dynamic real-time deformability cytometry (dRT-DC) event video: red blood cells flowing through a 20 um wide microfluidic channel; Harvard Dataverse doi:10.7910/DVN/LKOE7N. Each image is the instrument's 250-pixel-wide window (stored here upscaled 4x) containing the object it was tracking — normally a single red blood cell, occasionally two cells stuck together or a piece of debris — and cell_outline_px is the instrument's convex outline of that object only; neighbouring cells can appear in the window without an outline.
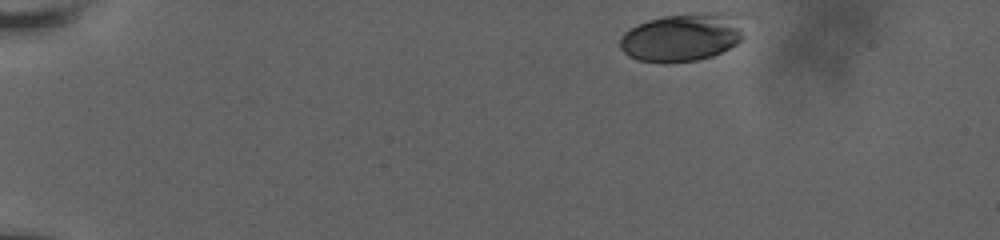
{"species": "human", "species_latin": "Homo sapiens", "temperature_condition": "room temperature", "stored_images_in_passage": 48, "camera_frame_rate_fps": 3000, "um_per_image_px": 0.085, "donor": {"sex": "male"}, "frame": {"image": 1, "passage_image": 1, "time_ms": 0.0, "image_size_px": [1000, 240], "cell_outline_px": [[744, 36], [736, 44], [712, 56], [696, 60], [664, 64], [636, 60], [628, 56], [620, 48], [620, 36], [624, 32], [648, 20], [664, 16], [716, 12], [736, 12]], "centroid_in_image_um": [57.97, 3.18], "position_along_channel_um": 27.0, "area_um2": 34.97}}
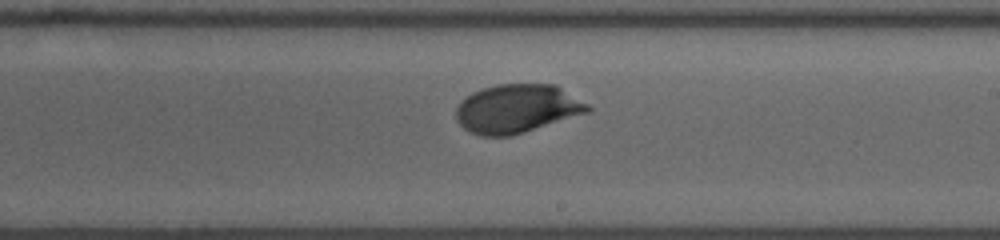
{"frame": {"image": 2, "passage_image": 27, "time_ms": 8.667, "image_size_px": [1000, 240], "cell_outline_px": [[592, 112], [512, 136], [480, 136], [464, 128], [456, 120], [456, 108], [460, 100], [464, 96], [480, 88], [496, 84], [556, 84], [588, 104], [592, 108]], "centroid_in_image_um": [43.96, 9.23], "position_along_channel_um": 245.0, "area_um2": 37.92}}
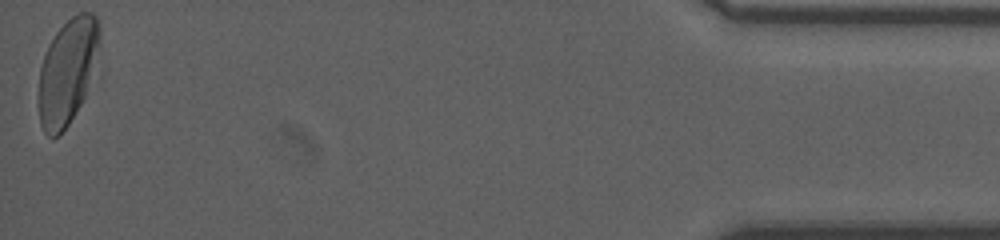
{"frame": {"image": 3, "passage_image": 48, "time_ms": 15.667, "image_size_px": [1000, 240], "cell_outline_px": [[100, 48], [84, 96], [80, 104], [68, 124], [60, 136], [52, 140], [44, 132], [40, 124], [40, 68], [48, 44], [56, 32], [76, 12], [92, 12], [96, 16], [100, 28]], "centroid_in_image_um": [5.74, 6.05], "position_along_channel_um": 429.5, "area_um2": 37.11}, "authors_computed_cell_mechanics": {"area_um2": 36.0383, "velocity_mm_per_s": 3.7958, "shape_relaxation_time_tau1_ms": 2.6192, "shape_relaxation_time_tau2_ms": null, "deformation_change_tau1": 0.0948, "deformation_change_tau2": null}}